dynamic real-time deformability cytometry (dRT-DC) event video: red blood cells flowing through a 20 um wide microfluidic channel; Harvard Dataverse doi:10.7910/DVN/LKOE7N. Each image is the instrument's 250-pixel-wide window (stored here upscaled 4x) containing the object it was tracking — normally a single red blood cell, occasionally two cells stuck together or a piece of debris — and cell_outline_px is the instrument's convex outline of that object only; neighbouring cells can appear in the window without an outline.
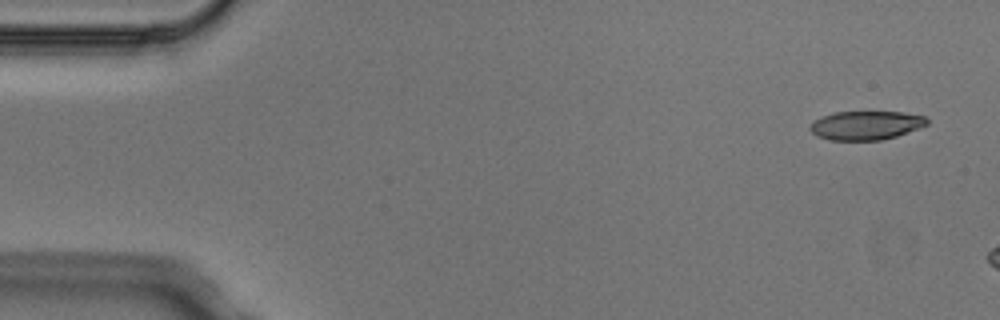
{"species": "Egyptian fruit bat (a non-hibernating species)", "species_latin": "Rousettus aegyptiacus", "temperature_condition": "cold", "stored_images_in_passage": 3, "camera_frame_rate_fps": 3000, "um_per_image_px": 0.085, "animal": {"sex": "male"}, "frame": {"image": 1, "passage_image": 1, "time_ms": 0.0, "image_size_px": [1000, 320], "cell_outline_px": [[928, 124], [896, 136], [880, 140], [828, 140], [816, 136], [808, 128], [812, 120], [832, 112], [900, 112], [924, 116], [928, 120]], "centroid_in_image_um": [73.53, 10.65], "position_along_channel_um": 11.5, "area_um2": 19.65}}